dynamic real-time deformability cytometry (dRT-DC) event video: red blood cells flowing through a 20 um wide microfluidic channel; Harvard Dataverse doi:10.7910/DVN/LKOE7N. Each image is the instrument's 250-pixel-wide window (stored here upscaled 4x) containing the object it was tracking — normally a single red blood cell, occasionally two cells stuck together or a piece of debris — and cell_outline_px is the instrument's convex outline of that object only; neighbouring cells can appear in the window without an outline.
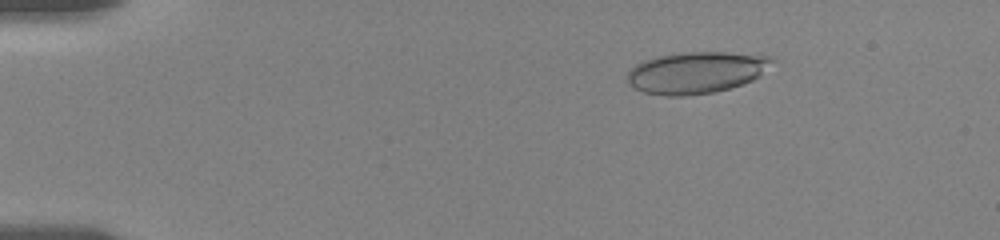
{"species": "human", "species_latin": "Homo sapiens", "temperature_condition": "room temperature", "stored_images_in_passage": 56, "camera_frame_rate_fps": 3000, "um_per_image_px": 0.085, "donor": {"sex": "female"}, "frame": {"image": 1, "passage_image": 9, "time_ms": 2.667, "image_size_px": [1000, 240], "cell_outline_px": [[776, 60], [760, 76], [744, 84], [712, 92], [684, 96], [664, 96], [644, 92], [628, 84], [628, 72], [636, 64], [644, 60], [660, 56], [684, 52], [728, 52], [768, 56]], "centroid_in_image_um": [59.2, 6.16], "position_along_channel_um": 25.8, "area_um2": 35.03}}
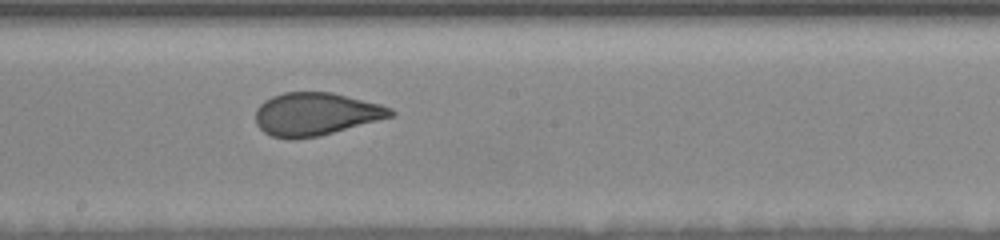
{"frame": {"image": 2, "passage_image": 32, "time_ms": 10.333, "image_size_px": [1000, 240], "cell_outline_px": [[396, 112], [392, 116], [320, 136], [296, 140], [288, 140], [272, 136], [264, 132], [256, 124], [256, 108], [264, 100], [272, 96], [284, 92], [332, 92], [380, 104], [392, 108]], "centroid_in_image_um": [26.8, 9.7], "position_along_channel_um": 221.4, "area_um2": 33.87}}
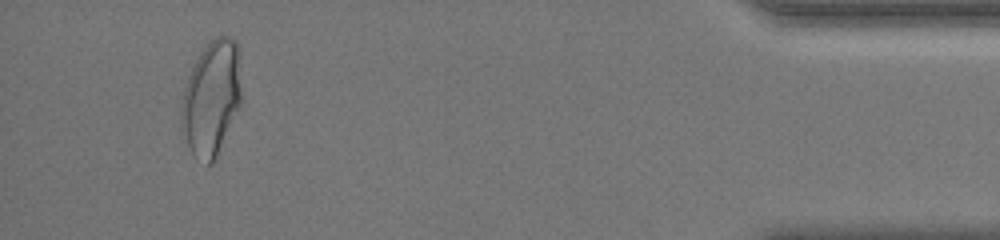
{"frame": {"image": 3, "passage_image": 53, "time_ms": 17.333, "image_size_px": [1000, 240], "cell_outline_px": [[244, 104], [212, 164], [208, 164], [192, 156], [180, 124], [180, 100], [188, 76], [200, 52], [208, 40], [216, 36], [232, 36], [240, 44], [244, 100]], "centroid_in_image_um": [18.05, 8.29], "position_along_channel_um": 417.2, "area_um2": 42.31}, "authors_computed_cell_mechanics": {"area_um2": 34.9112, "velocity_mm_per_s": 3.6313, "shape_relaxation_time_tau1_ms": 8.1217, "shape_relaxation_time_tau2_ms": null, "deformation_change_tau1": 0.1913, "deformation_change_tau2": null}}